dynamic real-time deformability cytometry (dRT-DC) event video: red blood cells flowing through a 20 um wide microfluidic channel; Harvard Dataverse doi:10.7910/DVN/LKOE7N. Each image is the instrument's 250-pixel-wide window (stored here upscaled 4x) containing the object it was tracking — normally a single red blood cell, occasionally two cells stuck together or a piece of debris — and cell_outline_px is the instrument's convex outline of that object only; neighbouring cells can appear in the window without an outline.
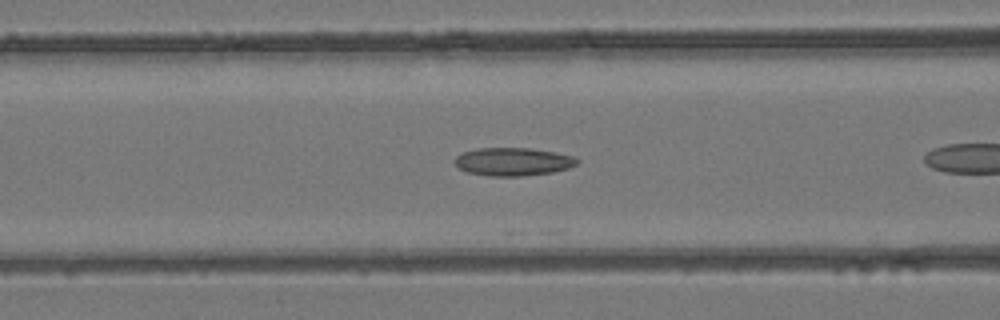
{"species": "common noctule bat (a hibernating species)", "species_latin": "Nyctalus noctula", "temperature_condition": "room temperature", "stored_images_in_passage": 21, "camera_frame_rate_fps": 3000, "um_per_image_px": 0.085, "animal": {"sex": "female", "body_mass_g": 24.6, "forearm_length_mm": 56.2}, "frame": {"image": 1, "passage_image": 4, "time_ms": 1.0, "image_size_px": [1000, 320], "cell_outline_px": [[580, 160], [576, 164], [568, 168], [552, 172], [520, 176], [492, 176], [468, 172], [456, 168], [456, 156], [464, 152], [476, 148], [532, 148], [556, 152], [576, 156]], "centroid_in_image_um": [43.63, 13.73], "position_along_channel_um": 123.0, "area_um2": 20.06}}